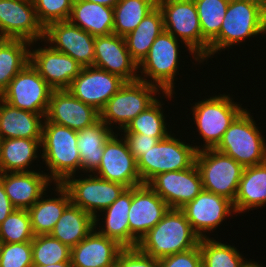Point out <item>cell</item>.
Returning <instances> with one entry per match:
<instances>
[{
    "mask_svg": "<svg viewBox=\"0 0 266 267\" xmlns=\"http://www.w3.org/2000/svg\"><path fill=\"white\" fill-rule=\"evenodd\" d=\"M116 267H160L159 261L141 252L137 247L123 248L118 254Z\"/></svg>",
    "mask_w": 266,
    "mask_h": 267,
    "instance_id": "cell-43",
    "label": "cell"
},
{
    "mask_svg": "<svg viewBox=\"0 0 266 267\" xmlns=\"http://www.w3.org/2000/svg\"><path fill=\"white\" fill-rule=\"evenodd\" d=\"M202 32V62L209 57V44L219 35L228 0H194Z\"/></svg>",
    "mask_w": 266,
    "mask_h": 267,
    "instance_id": "cell-35",
    "label": "cell"
},
{
    "mask_svg": "<svg viewBox=\"0 0 266 267\" xmlns=\"http://www.w3.org/2000/svg\"><path fill=\"white\" fill-rule=\"evenodd\" d=\"M230 95L210 97L193 105L194 122L205 141L200 150L215 149L235 118L244 110Z\"/></svg>",
    "mask_w": 266,
    "mask_h": 267,
    "instance_id": "cell-8",
    "label": "cell"
},
{
    "mask_svg": "<svg viewBox=\"0 0 266 267\" xmlns=\"http://www.w3.org/2000/svg\"><path fill=\"white\" fill-rule=\"evenodd\" d=\"M181 210L200 238L208 237L205 232L216 230L227 216L235 213L232 201L204 189Z\"/></svg>",
    "mask_w": 266,
    "mask_h": 267,
    "instance_id": "cell-19",
    "label": "cell"
},
{
    "mask_svg": "<svg viewBox=\"0 0 266 267\" xmlns=\"http://www.w3.org/2000/svg\"><path fill=\"white\" fill-rule=\"evenodd\" d=\"M199 247L202 267H241L245 262L234 246L223 244L214 238H200Z\"/></svg>",
    "mask_w": 266,
    "mask_h": 267,
    "instance_id": "cell-38",
    "label": "cell"
},
{
    "mask_svg": "<svg viewBox=\"0 0 266 267\" xmlns=\"http://www.w3.org/2000/svg\"><path fill=\"white\" fill-rule=\"evenodd\" d=\"M172 136L170 133L137 159L143 184H148L158 174L186 170L195 163L200 146H191Z\"/></svg>",
    "mask_w": 266,
    "mask_h": 267,
    "instance_id": "cell-6",
    "label": "cell"
},
{
    "mask_svg": "<svg viewBox=\"0 0 266 267\" xmlns=\"http://www.w3.org/2000/svg\"><path fill=\"white\" fill-rule=\"evenodd\" d=\"M46 40L54 50L69 55L83 67L93 66L95 36L69 20L50 23L44 29V41L48 43Z\"/></svg>",
    "mask_w": 266,
    "mask_h": 267,
    "instance_id": "cell-18",
    "label": "cell"
},
{
    "mask_svg": "<svg viewBox=\"0 0 266 267\" xmlns=\"http://www.w3.org/2000/svg\"><path fill=\"white\" fill-rule=\"evenodd\" d=\"M93 229L94 217L71 202L50 235L72 248L86 238Z\"/></svg>",
    "mask_w": 266,
    "mask_h": 267,
    "instance_id": "cell-29",
    "label": "cell"
},
{
    "mask_svg": "<svg viewBox=\"0 0 266 267\" xmlns=\"http://www.w3.org/2000/svg\"><path fill=\"white\" fill-rule=\"evenodd\" d=\"M42 139H2L0 173L30 172L27 169L36 160Z\"/></svg>",
    "mask_w": 266,
    "mask_h": 267,
    "instance_id": "cell-32",
    "label": "cell"
},
{
    "mask_svg": "<svg viewBox=\"0 0 266 267\" xmlns=\"http://www.w3.org/2000/svg\"><path fill=\"white\" fill-rule=\"evenodd\" d=\"M253 1H262L266 4V0H253Z\"/></svg>",
    "mask_w": 266,
    "mask_h": 267,
    "instance_id": "cell-51",
    "label": "cell"
},
{
    "mask_svg": "<svg viewBox=\"0 0 266 267\" xmlns=\"http://www.w3.org/2000/svg\"><path fill=\"white\" fill-rule=\"evenodd\" d=\"M123 249L115 240L96 230L71 248L72 267H116L118 254Z\"/></svg>",
    "mask_w": 266,
    "mask_h": 267,
    "instance_id": "cell-24",
    "label": "cell"
},
{
    "mask_svg": "<svg viewBox=\"0 0 266 267\" xmlns=\"http://www.w3.org/2000/svg\"><path fill=\"white\" fill-rule=\"evenodd\" d=\"M16 209L8 198L3 183L0 181V224Z\"/></svg>",
    "mask_w": 266,
    "mask_h": 267,
    "instance_id": "cell-46",
    "label": "cell"
},
{
    "mask_svg": "<svg viewBox=\"0 0 266 267\" xmlns=\"http://www.w3.org/2000/svg\"><path fill=\"white\" fill-rule=\"evenodd\" d=\"M200 237L193 231L181 209H169L164 217L138 242L137 248L151 256L162 257L196 247Z\"/></svg>",
    "mask_w": 266,
    "mask_h": 267,
    "instance_id": "cell-1",
    "label": "cell"
},
{
    "mask_svg": "<svg viewBox=\"0 0 266 267\" xmlns=\"http://www.w3.org/2000/svg\"><path fill=\"white\" fill-rule=\"evenodd\" d=\"M0 38L30 42L44 40L33 0H0Z\"/></svg>",
    "mask_w": 266,
    "mask_h": 267,
    "instance_id": "cell-14",
    "label": "cell"
},
{
    "mask_svg": "<svg viewBox=\"0 0 266 267\" xmlns=\"http://www.w3.org/2000/svg\"><path fill=\"white\" fill-rule=\"evenodd\" d=\"M58 198L44 199L42 195L29 209L34 235L50 234L65 208L71 203L68 190L62 184H55Z\"/></svg>",
    "mask_w": 266,
    "mask_h": 267,
    "instance_id": "cell-28",
    "label": "cell"
},
{
    "mask_svg": "<svg viewBox=\"0 0 266 267\" xmlns=\"http://www.w3.org/2000/svg\"><path fill=\"white\" fill-rule=\"evenodd\" d=\"M124 140L128 145L130 153L137 160L142 155H145L149 149H152L159 140L154 137L145 136L142 134L127 133L124 129Z\"/></svg>",
    "mask_w": 266,
    "mask_h": 267,
    "instance_id": "cell-45",
    "label": "cell"
},
{
    "mask_svg": "<svg viewBox=\"0 0 266 267\" xmlns=\"http://www.w3.org/2000/svg\"><path fill=\"white\" fill-rule=\"evenodd\" d=\"M34 236L28 209H14L0 224V238L4 243L28 242Z\"/></svg>",
    "mask_w": 266,
    "mask_h": 267,
    "instance_id": "cell-40",
    "label": "cell"
},
{
    "mask_svg": "<svg viewBox=\"0 0 266 267\" xmlns=\"http://www.w3.org/2000/svg\"><path fill=\"white\" fill-rule=\"evenodd\" d=\"M44 118L45 114L15 108L0 98V137L2 139H42Z\"/></svg>",
    "mask_w": 266,
    "mask_h": 267,
    "instance_id": "cell-25",
    "label": "cell"
},
{
    "mask_svg": "<svg viewBox=\"0 0 266 267\" xmlns=\"http://www.w3.org/2000/svg\"><path fill=\"white\" fill-rule=\"evenodd\" d=\"M159 90L155 85L140 80L125 82L100 111V120L110 128L111 124L118 123L120 130L125 129L130 121L157 100Z\"/></svg>",
    "mask_w": 266,
    "mask_h": 267,
    "instance_id": "cell-9",
    "label": "cell"
},
{
    "mask_svg": "<svg viewBox=\"0 0 266 267\" xmlns=\"http://www.w3.org/2000/svg\"><path fill=\"white\" fill-rule=\"evenodd\" d=\"M45 119L78 131L98 122L100 112L75 98L68 89L52 90Z\"/></svg>",
    "mask_w": 266,
    "mask_h": 267,
    "instance_id": "cell-21",
    "label": "cell"
},
{
    "mask_svg": "<svg viewBox=\"0 0 266 267\" xmlns=\"http://www.w3.org/2000/svg\"><path fill=\"white\" fill-rule=\"evenodd\" d=\"M112 128L99 120L90 127L77 131V147L81 159V170L95 172L101 162L104 144L113 134Z\"/></svg>",
    "mask_w": 266,
    "mask_h": 267,
    "instance_id": "cell-30",
    "label": "cell"
},
{
    "mask_svg": "<svg viewBox=\"0 0 266 267\" xmlns=\"http://www.w3.org/2000/svg\"><path fill=\"white\" fill-rule=\"evenodd\" d=\"M195 163L201 174L203 189L234 202L245 167L216 149L198 151Z\"/></svg>",
    "mask_w": 266,
    "mask_h": 267,
    "instance_id": "cell-7",
    "label": "cell"
},
{
    "mask_svg": "<svg viewBox=\"0 0 266 267\" xmlns=\"http://www.w3.org/2000/svg\"><path fill=\"white\" fill-rule=\"evenodd\" d=\"M266 204V162L244 168L239 182L236 198L233 202L235 213Z\"/></svg>",
    "mask_w": 266,
    "mask_h": 267,
    "instance_id": "cell-27",
    "label": "cell"
},
{
    "mask_svg": "<svg viewBox=\"0 0 266 267\" xmlns=\"http://www.w3.org/2000/svg\"><path fill=\"white\" fill-rule=\"evenodd\" d=\"M74 176H69L62 185L68 190L71 202L94 217V229H96L97 221H99L97 211L101 212L109 207L126 187L102 179L96 174L88 175L89 178L83 179H75Z\"/></svg>",
    "mask_w": 266,
    "mask_h": 267,
    "instance_id": "cell-11",
    "label": "cell"
},
{
    "mask_svg": "<svg viewBox=\"0 0 266 267\" xmlns=\"http://www.w3.org/2000/svg\"><path fill=\"white\" fill-rule=\"evenodd\" d=\"M157 6L163 15L164 30L180 37L193 58L202 63V32L194 0H157Z\"/></svg>",
    "mask_w": 266,
    "mask_h": 267,
    "instance_id": "cell-10",
    "label": "cell"
},
{
    "mask_svg": "<svg viewBox=\"0 0 266 267\" xmlns=\"http://www.w3.org/2000/svg\"><path fill=\"white\" fill-rule=\"evenodd\" d=\"M178 41L180 39L163 30L151 45L146 57L138 65L139 70L142 67L141 73H144L141 75L146 76L145 78L139 76V80L155 85L167 98H172L174 93V76H176L178 61H180L178 60V44H180ZM147 77L151 80L146 79Z\"/></svg>",
    "mask_w": 266,
    "mask_h": 267,
    "instance_id": "cell-5",
    "label": "cell"
},
{
    "mask_svg": "<svg viewBox=\"0 0 266 267\" xmlns=\"http://www.w3.org/2000/svg\"><path fill=\"white\" fill-rule=\"evenodd\" d=\"M252 118L250 113L244 109L231 123L215 148L244 167L266 162L265 139Z\"/></svg>",
    "mask_w": 266,
    "mask_h": 267,
    "instance_id": "cell-4",
    "label": "cell"
},
{
    "mask_svg": "<svg viewBox=\"0 0 266 267\" xmlns=\"http://www.w3.org/2000/svg\"><path fill=\"white\" fill-rule=\"evenodd\" d=\"M1 142H2V138L0 137V152H1Z\"/></svg>",
    "mask_w": 266,
    "mask_h": 267,
    "instance_id": "cell-52",
    "label": "cell"
},
{
    "mask_svg": "<svg viewBox=\"0 0 266 267\" xmlns=\"http://www.w3.org/2000/svg\"><path fill=\"white\" fill-rule=\"evenodd\" d=\"M32 265V241L4 243L0 256V267H31Z\"/></svg>",
    "mask_w": 266,
    "mask_h": 267,
    "instance_id": "cell-42",
    "label": "cell"
},
{
    "mask_svg": "<svg viewBox=\"0 0 266 267\" xmlns=\"http://www.w3.org/2000/svg\"><path fill=\"white\" fill-rule=\"evenodd\" d=\"M125 82L116 74L87 66L72 80L68 90L75 98L100 112Z\"/></svg>",
    "mask_w": 266,
    "mask_h": 267,
    "instance_id": "cell-15",
    "label": "cell"
},
{
    "mask_svg": "<svg viewBox=\"0 0 266 267\" xmlns=\"http://www.w3.org/2000/svg\"><path fill=\"white\" fill-rule=\"evenodd\" d=\"M241 267H263V266H261L260 264H257L256 262H250V261H245L242 265H241Z\"/></svg>",
    "mask_w": 266,
    "mask_h": 267,
    "instance_id": "cell-49",
    "label": "cell"
},
{
    "mask_svg": "<svg viewBox=\"0 0 266 267\" xmlns=\"http://www.w3.org/2000/svg\"><path fill=\"white\" fill-rule=\"evenodd\" d=\"M30 42L0 38V95L29 62Z\"/></svg>",
    "mask_w": 266,
    "mask_h": 267,
    "instance_id": "cell-34",
    "label": "cell"
},
{
    "mask_svg": "<svg viewBox=\"0 0 266 267\" xmlns=\"http://www.w3.org/2000/svg\"><path fill=\"white\" fill-rule=\"evenodd\" d=\"M168 204L148 185L132 188L128 212L129 248L137 247L140 239L168 212Z\"/></svg>",
    "mask_w": 266,
    "mask_h": 267,
    "instance_id": "cell-13",
    "label": "cell"
},
{
    "mask_svg": "<svg viewBox=\"0 0 266 267\" xmlns=\"http://www.w3.org/2000/svg\"><path fill=\"white\" fill-rule=\"evenodd\" d=\"M41 172L0 173V181L12 205L16 209H29L42 195L52 181Z\"/></svg>",
    "mask_w": 266,
    "mask_h": 267,
    "instance_id": "cell-23",
    "label": "cell"
},
{
    "mask_svg": "<svg viewBox=\"0 0 266 267\" xmlns=\"http://www.w3.org/2000/svg\"><path fill=\"white\" fill-rule=\"evenodd\" d=\"M93 66L116 74L126 82L139 80L138 64L129 54L124 37L114 33L95 36Z\"/></svg>",
    "mask_w": 266,
    "mask_h": 267,
    "instance_id": "cell-22",
    "label": "cell"
},
{
    "mask_svg": "<svg viewBox=\"0 0 266 267\" xmlns=\"http://www.w3.org/2000/svg\"><path fill=\"white\" fill-rule=\"evenodd\" d=\"M132 201V188H126L104 211V228L98 233L115 240L123 248H129L128 212Z\"/></svg>",
    "mask_w": 266,
    "mask_h": 267,
    "instance_id": "cell-33",
    "label": "cell"
},
{
    "mask_svg": "<svg viewBox=\"0 0 266 267\" xmlns=\"http://www.w3.org/2000/svg\"><path fill=\"white\" fill-rule=\"evenodd\" d=\"M148 185L170 209H181L203 190L201 174L196 163L186 170L158 174Z\"/></svg>",
    "mask_w": 266,
    "mask_h": 267,
    "instance_id": "cell-17",
    "label": "cell"
},
{
    "mask_svg": "<svg viewBox=\"0 0 266 267\" xmlns=\"http://www.w3.org/2000/svg\"><path fill=\"white\" fill-rule=\"evenodd\" d=\"M74 0H33L39 23L45 29L50 23L68 20Z\"/></svg>",
    "mask_w": 266,
    "mask_h": 267,
    "instance_id": "cell-41",
    "label": "cell"
},
{
    "mask_svg": "<svg viewBox=\"0 0 266 267\" xmlns=\"http://www.w3.org/2000/svg\"><path fill=\"white\" fill-rule=\"evenodd\" d=\"M3 245H4V242L0 238V256H1Z\"/></svg>",
    "mask_w": 266,
    "mask_h": 267,
    "instance_id": "cell-50",
    "label": "cell"
},
{
    "mask_svg": "<svg viewBox=\"0 0 266 267\" xmlns=\"http://www.w3.org/2000/svg\"><path fill=\"white\" fill-rule=\"evenodd\" d=\"M32 259L38 265L71 261V248L50 234L36 235L32 240Z\"/></svg>",
    "mask_w": 266,
    "mask_h": 267,
    "instance_id": "cell-39",
    "label": "cell"
},
{
    "mask_svg": "<svg viewBox=\"0 0 266 267\" xmlns=\"http://www.w3.org/2000/svg\"><path fill=\"white\" fill-rule=\"evenodd\" d=\"M157 6V0H120L114 9L115 35L125 37Z\"/></svg>",
    "mask_w": 266,
    "mask_h": 267,
    "instance_id": "cell-36",
    "label": "cell"
},
{
    "mask_svg": "<svg viewBox=\"0 0 266 267\" xmlns=\"http://www.w3.org/2000/svg\"><path fill=\"white\" fill-rule=\"evenodd\" d=\"M31 267H72V264H71V261H65V262H60L57 264H50V265L33 264Z\"/></svg>",
    "mask_w": 266,
    "mask_h": 267,
    "instance_id": "cell-48",
    "label": "cell"
},
{
    "mask_svg": "<svg viewBox=\"0 0 266 267\" xmlns=\"http://www.w3.org/2000/svg\"><path fill=\"white\" fill-rule=\"evenodd\" d=\"M77 141L76 130L44 120L41 158L50 170L48 178L55 184H62L69 176L76 175L78 169L81 170Z\"/></svg>",
    "mask_w": 266,
    "mask_h": 267,
    "instance_id": "cell-3",
    "label": "cell"
},
{
    "mask_svg": "<svg viewBox=\"0 0 266 267\" xmlns=\"http://www.w3.org/2000/svg\"><path fill=\"white\" fill-rule=\"evenodd\" d=\"M52 90L28 62L11 80L0 98L15 108L46 115Z\"/></svg>",
    "mask_w": 266,
    "mask_h": 267,
    "instance_id": "cell-12",
    "label": "cell"
},
{
    "mask_svg": "<svg viewBox=\"0 0 266 267\" xmlns=\"http://www.w3.org/2000/svg\"><path fill=\"white\" fill-rule=\"evenodd\" d=\"M29 62L53 90L68 89L83 66L51 46L29 50Z\"/></svg>",
    "mask_w": 266,
    "mask_h": 267,
    "instance_id": "cell-20",
    "label": "cell"
},
{
    "mask_svg": "<svg viewBox=\"0 0 266 267\" xmlns=\"http://www.w3.org/2000/svg\"><path fill=\"white\" fill-rule=\"evenodd\" d=\"M160 267H202L199 244L187 251L158 259Z\"/></svg>",
    "mask_w": 266,
    "mask_h": 267,
    "instance_id": "cell-44",
    "label": "cell"
},
{
    "mask_svg": "<svg viewBox=\"0 0 266 267\" xmlns=\"http://www.w3.org/2000/svg\"><path fill=\"white\" fill-rule=\"evenodd\" d=\"M114 9L94 2L74 0L69 21L93 36L113 33Z\"/></svg>",
    "mask_w": 266,
    "mask_h": 267,
    "instance_id": "cell-26",
    "label": "cell"
},
{
    "mask_svg": "<svg viewBox=\"0 0 266 267\" xmlns=\"http://www.w3.org/2000/svg\"><path fill=\"white\" fill-rule=\"evenodd\" d=\"M113 133L104 144L103 157L96 176L122 184L126 188L142 185L137 160L130 153L124 138L118 139Z\"/></svg>",
    "mask_w": 266,
    "mask_h": 267,
    "instance_id": "cell-16",
    "label": "cell"
},
{
    "mask_svg": "<svg viewBox=\"0 0 266 267\" xmlns=\"http://www.w3.org/2000/svg\"><path fill=\"white\" fill-rule=\"evenodd\" d=\"M84 1H87V2H94V3H98V4H100V5H103V6H108V7L114 8L115 5H116L120 0H84Z\"/></svg>",
    "mask_w": 266,
    "mask_h": 267,
    "instance_id": "cell-47",
    "label": "cell"
},
{
    "mask_svg": "<svg viewBox=\"0 0 266 267\" xmlns=\"http://www.w3.org/2000/svg\"><path fill=\"white\" fill-rule=\"evenodd\" d=\"M261 33H266V4L253 0L229 1L219 35L209 44V57Z\"/></svg>",
    "mask_w": 266,
    "mask_h": 267,
    "instance_id": "cell-2",
    "label": "cell"
},
{
    "mask_svg": "<svg viewBox=\"0 0 266 267\" xmlns=\"http://www.w3.org/2000/svg\"><path fill=\"white\" fill-rule=\"evenodd\" d=\"M163 30V15L160 8L156 6L135 30L124 37L129 54L138 65L146 57L151 45Z\"/></svg>",
    "mask_w": 266,
    "mask_h": 267,
    "instance_id": "cell-31",
    "label": "cell"
},
{
    "mask_svg": "<svg viewBox=\"0 0 266 267\" xmlns=\"http://www.w3.org/2000/svg\"><path fill=\"white\" fill-rule=\"evenodd\" d=\"M160 100H156L145 111L139 113L124 129L127 133L142 134L165 139L170 133L167 131L165 117Z\"/></svg>",
    "mask_w": 266,
    "mask_h": 267,
    "instance_id": "cell-37",
    "label": "cell"
}]
</instances>
